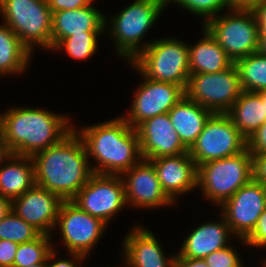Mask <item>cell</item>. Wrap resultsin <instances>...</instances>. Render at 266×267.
Listing matches in <instances>:
<instances>
[{"label":"cell","mask_w":266,"mask_h":267,"mask_svg":"<svg viewBox=\"0 0 266 267\" xmlns=\"http://www.w3.org/2000/svg\"><path fill=\"white\" fill-rule=\"evenodd\" d=\"M213 113L184 96L168 112L174 130L183 145L189 150Z\"/></svg>","instance_id":"cell-22"},{"label":"cell","mask_w":266,"mask_h":267,"mask_svg":"<svg viewBox=\"0 0 266 267\" xmlns=\"http://www.w3.org/2000/svg\"><path fill=\"white\" fill-rule=\"evenodd\" d=\"M106 19L102 12L91 4L74 10L52 13L51 48L73 34L105 31Z\"/></svg>","instance_id":"cell-19"},{"label":"cell","mask_w":266,"mask_h":267,"mask_svg":"<svg viewBox=\"0 0 266 267\" xmlns=\"http://www.w3.org/2000/svg\"><path fill=\"white\" fill-rule=\"evenodd\" d=\"M13 155L12 151L8 147V143L5 140L2 133H0V164L4 160H8Z\"/></svg>","instance_id":"cell-42"},{"label":"cell","mask_w":266,"mask_h":267,"mask_svg":"<svg viewBox=\"0 0 266 267\" xmlns=\"http://www.w3.org/2000/svg\"><path fill=\"white\" fill-rule=\"evenodd\" d=\"M30 54L31 51L10 27L0 26V75L26 70Z\"/></svg>","instance_id":"cell-26"},{"label":"cell","mask_w":266,"mask_h":267,"mask_svg":"<svg viewBox=\"0 0 266 267\" xmlns=\"http://www.w3.org/2000/svg\"><path fill=\"white\" fill-rule=\"evenodd\" d=\"M34 185V164L31 157L13 154L8 159V164L0 167L1 196L13 201Z\"/></svg>","instance_id":"cell-25"},{"label":"cell","mask_w":266,"mask_h":267,"mask_svg":"<svg viewBox=\"0 0 266 267\" xmlns=\"http://www.w3.org/2000/svg\"><path fill=\"white\" fill-rule=\"evenodd\" d=\"M221 206L222 215L232 233L245 239L266 207L265 185L252 178Z\"/></svg>","instance_id":"cell-13"},{"label":"cell","mask_w":266,"mask_h":267,"mask_svg":"<svg viewBox=\"0 0 266 267\" xmlns=\"http://www.w3.org/2000/svg\"><path fill=\"white\" fill-rule=\"evenodd\" d=\"M264 109L266 113V90L264 91Z\"/></svg>","instance_id":"cell-47"},{"label":"cell","mask_w":266,"mask_h":267,"mask_svg":"<svg viewBox=\"0 0 266 267\" xmlns=\"http://www.w3.org/2000/svg\"><path fill=\"white\" fill-rule=\"evenodd\" d=\"M144 45L131 62L136 70L143 77L177 84L185 89L190 76L188 44L164 38Z\"/></svg>","instance_id":"cell-4"},{"label":"cell","mask_w":266,"mask_h":267,"mask_svg":"<svg viewBox=\"0 0 266 267\" xmlns=\"http://www.w3.org/2000/svg\"><path fill=\"white\" fill-rule=\"evenodd\" d=\"M50 238V235L41 234L35 240L19 244L13 267H25L37 263H47L48 255L53 250L52 245H50Z\"/></svg>","instance_id":"cell-28"},{"label":"cell","mask_w":266,"mask_h":267,"mask_svg":"<svg viewBox=\"0 0 266 267\" xmlns=\"http://www.w3.org/2000/svg\"><path fill=\"white\" fill-rule=\"evenodd\" d=\"M226 114L242 135L248 139L266 121L264 91H242Z\"/></svg>","instance_id":"cell-24"},{"label":"cell","mask_w":266,"mask_h":267,"mask_svg":"<svg viewBox=\"0 0 266 267\" xmlns=\"http://www.w3.org/2000/svg\"><path fill=\"white\" fill-rule=\"evenodd\" d=\"M74 130L82 139L87 155L98 161L99 165L91 167L95 174L122 176L142 159L137 131L124 117L88 126L80 132Z\"/></svg>","instance_id":"cell-2"},{"label":"cell","mask_w":266,"mask_h":267,"mask_svg":"<svg viewBox=\"0 0 266 267\" xmlns=\"http://www.w3.org/2000/svg\"><path fill=\"white\" fill-rule=\"evenodd\" d=\"M135 129L139 137L143 159L151 160L161 156H176L188 152L174 130L168 113L146 119Z\"/></svg>","instance_id":"cell-16"},{"label":"cell","mask_w":266,"mask_h":267,"mask_svg":"<svg viewBox=\"0 0 266 267\" xmlns=\"http://www.w3.org/2000/svg\"><path fill=\"white\" fill-rule=\"evenodd\" d=\"M12 210V201L0 195V221Z\"/></svg>","instance_id":"cell-43"},{"label":"cell","mask_w":266,"mask_h":267,"mask_svg":"<svg viewBox=\"0 0 266 267\" xmlns=\"http://www.w3.org/2000/svg\"><path fill=\"white\" fill-rule=\"evenodd\" d=\"M166 5L155 0H136L112 18L111 36L117 53L132 62L141 52L140 41ZM130 58V59H129Z\"/></svg>","instance_id":"cell-8"},{"label":"cell","mask_w":266,"mask_h":267,"mask_svg":"<svg viewBox=\"0 0 266 267\" xmlns=\"http://www.w3.org/2000/svg\"><path fill=\"white\" fill-rule=\"evenodd\" d=\"M197 186L204 196L222 205L253 178V156L248 149L197 167Z\"/></svg>","instance_id":"cell-5"},{"label":"cell","mask_w":266,"mask_h":267,"mask_svg":"<svg viewBox=\"0 0 266 267\" xmlns=\"http://www.w3.org/2000/svg\"><path fill=\"white\" fill-rule=\"evenodd\" d=\"M25 267H47V263H37V264H33V265H29V266H25Z\"/></svg>","instance_id":"cell-45"},{"label":"cell","mask_w":266,"mask_h":267,"mask_svg":"<svg viewBox=\"0 0 266 267\" xmlns=\"http://www.w3.org/2000/svg\"><path fill=\"white\" fill-rule=\"evenodd\" d=\"M18 246L13 241L0 239V267H13Z\"/></svg>","instance_id":"cell-35"},{"label":"cell","mask_w":266,"mask_h":267,"mask_svg":"<svg viewBox=\"0 0 266 267\" xmlns=\"http://www.w3.org/2000/svg\"><path fill=\"white\" fill-rule=\"evenodd\" d=\"M88 157L82 139L73 129L59 143L31 157L35 184L63 200H72L94 174Z\"/></svg>","instance_id":"cell-1"},{"label":"cell","mask_w":266,"mask_h":267,"mask_svg":"<svg viewBox=\"0 0 266 267\" xmlns=\"http://www.w3.org/2000/svg\"><path fill=\"white\" fill-rule=\"evenodd\" d=\"M150 161L162 190L172 201L176 195L197 187V165L189 152L176 156H161Z\"/></svg>","instance_id":"cell-18"},{"label":"cell","mask_w":266,"mask_h":267,"mask_svg":"<svg viewBox=\"0 0 266 267\" xmlns=\"http://www.w3.org/2000/svg\"><path fill=\"white\" fill-rule=\"evenodd\" d=\"M63 201L59 195L35 184L12 201V210L42 234L50 235Z\"/></svg>","instance_id":"cell-15"},{"label":"cell","mask_w":266,"mask_h":267,"mask_svg":"<svg viewBox=\"0 0 266 267\" xmlns=\"http://www.w3.org/2000/svg\"><path fill=\"white\" fill-rule=\"evenodd\" d=\"M102 32H82L62 39L54 48L66 49L67 53L75 59H86L97 50V36Z\"/></svg>","instance_id":"cell-30"},{"label":"cell","mask_w":266,"mask_h":267,"mask_svg":"<svg viewBox=\"0 0 266 267\" xmlns=\"http://www.w3.org/2000/svg\"><path fill=\"white\" fill-rule=\"evenodd\" d=\"M239 72L242 91L262 92L266 90V56L259 51L235 62Z\"/></svg>","instance_id":"cell-27"},{"label":"cell","mask_w":266,"mask_h":267,"mask_svg":"<svg viewBox=\"0 0 266 267\" xmlns=\"http://www.w3.org/2000/svg\"><path fill=\"white\" fill-rule=\"evenodd\" d=\"M57 254V252L54 251V248L53 250L50 252V254L48 255V258H47V267H77L78 264H76L74 261H71V260H58L53 263L52 261V264L50 265L49 264V261L51 262V259H53L55 257V255Z\"/></svg>","instance_id":"cell-41"},{"label":"cell","mask_w":266,"mask_h":267,"mask_svg":"<svg viewBox=\"0 0 266 267\" xmlns=\"http://www.w3.org/2000/svg\"><path fill=\"white\" fill-rule=\"evenodd\" d=\"M56 225L60 226L63 242L74 260L80 261L92 250L104 232L106 224L83 211L72 200H64Z\"/></svg>","instance_id":"cell-11"},{"label":"cell","mask_w":266,"mask_h":267,"mask_svg":"<svg viewBox=\"0 0 266 267\" xmlns=\"http://www.w3.org/2000/svg\"><path fill=\"white\" fill-rule=\"evenodd\" d=\"M230 232L232 233L224 216L219 223L210 222L200 225L187 237L175 257L203 259L212 252L228 246L226 243Z\"/></svg>","instance_id":"cell-21"},{"label":"cell","mask_w":266,"mask_h":267,"mask_svg":"<svg viewBox=\"0 0 266 267\" xmlns=\"http://www.w3.org/2000/svg\"><path fill=\"white\" fill-rule=\"evenodd\" d=\"M264 0H228L230 9H253Z\"/></svg>","instance_id":"cell-40"},{"label":"cell","mask_w":266,"mask_h":267,"mask_svg":"<svg viewBox=\"0 0 266 267\" xmlns=\"http://www.w3.org/2000/svg\"><path fill=\"white\" fill-rule=\"evenodd\" d=\"M252 11L259 26V35H266V0L256 5Z\"/></svg>","instance_id":"cell-38"},{"label":"cell","mask_w":266,"mask_h":267,"mask_svg":"<svg viewBox=\"0 0 266 267\" xmlns=\"http://www.w3.org/2000/svg\"><path fill=\"white\" fill-rule=\"evenodd\" d=\"M253 156V179L266 184V154Z\"/></svg>","instance_id":"cell-37"},{"label":"cell","mask_w":266,"mask_h":267,"mask_svg":"<svg viewBox=\"0 0 266 267\" xmlns=\"http://www.w3.org/2000/svg\"><path fill=\"white\" fill-rule=\"evenodd\" d=\"M67 122L47 110L14 108L3 114L2 134L13 154L32 157L67 136L74 129Z\"/></svg>","instance_id":"cell-3"},{"label":"cell","mask_w":266,"mask_h":267,"mask_svg":"<svg viewBox=\"0 0 266 267\" xmlns=\"http://www.w3.org/2000/svg\"><path fill=\"white\" fill-rule=\"evenodd\" d=\"M247 149V139L226 113H213L202 132L188 150L197 167L226 158Z\"/></svg>","instance_id":"cell-9"},{"label":"cell","mask_w":266,"mask_h":267,"mask_svg":"<svg viewBox=\"0 0 266 267\" xmlns=\"http://www.w3.org/2000/svg\"><path fill=\"white\" fill-rule=\"evenodd\" d=\"M203 259L209 267H243L240 257L230 244L212 252Z\"/></svg>","instance_id":"cell-32"},{"label":"cell","mask_w":266,"mask_h":267,"mask_svg":"<svg viewBox=\"0 0 266 267\" xmlns=\"http://www.w3.org/2000/svg\"><path fill=\"white\" fill-rule=\"evenodd\" d=\"M3 131V116L0 115V133Z\"/></svg>","instance_id":"cell-46"},{"label":"cell","mask_w":266,"mask_h":267,"mask_svg":"<svg viewBox=\"0 0 266 267\" xmlns=\"http://www.w3.org/2000/svg\"><path fill=\"white\" fill-rule=\"evenodd\" d=\"M126 173V174H125ZM123 179L126 203L136 207L155 208L173 203L162 190L154 166L150 160L143 159L124 172Z\"/></svg>","instance_id":"cell-17"},{"label":"cell","mask_w":266,"mask_h":267,"mask_svg":"<svg viewBox=\"0 0 266 267\" xmlns=\"http://www.w3.org/2000/svg\"><path fill=\"white\" fill-rule=\"evenodd\" d=\"M204 37L189 46V70L190 74L218 73L224 71L235 63L218 44L210 32L203 27Z\"/></svg>","instance_id":"cell-23"},{"label":"cell","mask_w":266,"mask_h":267,"mask_svg":"<svg viewBox=\"0 0 266 267\" xmlns=\"http://www.w3.org/2000/svg\"><path fill=\"white\" fill-rule=\"evenodd\" d=\"M52 13L60 10H74L86 7L93 0H46Z\"/></svg>","instance_id":"cell-36"},{"label":"cell","mask_w":266,"mask_h":267,"mask_svg":"<svg viewBox=\"0 0 266 267\" xmlns=\"http://www.w3.org/2000/svg\"><path fill=\"white\" fill-rule=\"evenodd\" d=\"M144 78L136 91L130 115L124 117L132 128L146 119L168 113L185 96V89L180 85Z\"/></svg>","instance_id":"cell-14"},{"label":"cell","mask_w":266,"mask_h":267,"mask_svg":"<svg viewBox=\"0 0 266 267\" xmlns=\"http://www.w3.org/2000/svg\"><path fill=\"white\" fill-rule=\"evenodd\" d=\"M175 267H209L204 259L175 258Z\"/></svg>","instance_id":"cell-39"},{"label":"cell","mask_w":266,"mask_h":267,"mask_svg":"<svg viewBox=\"0 0 266 267\" xmlns=\"http://www.w3.org/2000/svg\"><path fill=\"white\" fill-rule=\"evenodd\" d=\"M125 264L128 267H175V256L167 259L153 233L133 228L124 239Z\"/></svg>","instance_id":"cell-20"},{"label":"cell","mask_w":266,"mask_h":267,"mask_svg":"<svg viewBox=\"0 0 266 267\" xmlns=\"http://www.w3.org/2000/svg\"><path fill=\"white\" fill-rule=\"evenodd\" d=\"M42 233L25 222L13 210L0 221V239L10 240L17 244L30 242Z\"/></svg>","instance_id":"cell-29"},{"label":"cell","mask_w":266,"mask_h":267,"mask_svg":"<svg viewBox=\"0 0 266 267\" xmlns=\"http://www.w3.org/2000/svg\"><path fill=\"white\" fill-rule=\"evenodd\" d=\"M247 149L251 155L266 154V121L247 139Z\"/></svg>","instance_id":"cell-34"},{"label":"cell","mask_w":266,"mask_h":267,"mask_svg":"<svg viewBox=\"0 0 266 267\" xmlns=\"http://www.w3.org/2000/svg\"><path fill=\"white\" fill-rule=\"evenodd\" d=\"M176 2L185 9L189 10L198 16L205 18L208 22L211 18H214L224 7H228L230 10V4L228 0H170Z\"/></svg>","instance_id":"cell-31"},{"label":"cell","mask_w":266,"mask_h":267,"mask_svg":"<svg viewBox=\"0 0 266 267\" xmlns=\"http://www.w3.org/2000/svg\"><path fill=\"white\" fill-rule=\"evenodd\" d=\"M232 14L215 16L204 27L235 63L259 49V26L252 9H231Z\"/></svg>","instance_id":"cell-7"},{"label":"cell","mask_w":266,"mask_h":267,"mask_svg":"<svg viewBox=\"0 0 266 267\" xmlns=\"http://www.w3.org/2000/svg\"><path fill=\"white\" fill-rule=\"evenodd\" d=\"M158 1L160 3H164L165 5H167L168 2H170V0H155Z\"/></svg>","instance_id":"cell-48"},{"label":"cell","mask_w":266,"mask_h":267,"mask_svg":"<svg viewBox=\"0 0 266 267\" xmlns=\"http://www.w3.org/2000/svg\"><path fill=\"white\" fill-rule=\"evenodd\" d=\"M0 11L29 51L34 43L51 49L52 11L46 0H0Z\"/></svg>","instance_id":"cell-6"},{"label":"cell","mask_w":266,"mask_h":267,"mask_svg":"<svg viewBox=\"0 0 266 267\" xmlns=\"http://www.w3.org/2000/svg\"><path fill=\"white\" fill-rule=\"evenodd\" d=\"M242 240L244 241V244H248L249 246H266V207L258 218L255 228Z\"/></svg>","instance_id":"cell-33"},{"label":"cell","mask_w":266,"mask_h":267,"mask_svg":"<svg viewBox=\"0 0 266 267\" xmlns=\"http://www.w3.org/2000/svg\"><path fill=\"white\" fill-rule=\"evenodd\" d=\"M72 201L107 224L127 204L122 176L94 173Z\"/></svg>","instance_id":"cell-12"},{"label":"cell","mask_w":266,"mask_h":267,"mask_svg":"<svg viewBox=\"0 0 266 267\" xmlns=\"http://www.w3.org/2000/svg\"><path fill=\"white\" fill-rule=\"evenodd\" d=\"M258 51L266 56V35H259Z\"/></svg>","instance_id":"cell-44"},{"label":"cell","mask_w":266,"mask_h":267,"mask_svg":"<svg viewBox=\"0 0 266 267\" xmlns=\"http://www.w3.org/2000/svg\"><path fill=\"white\" fill-rule=\"evenodd\" d=\"M242 92L234 64L218 73L190 74L185 96L212 113H227Z\"/></svg>","instance_id":"cell-10"}]
</instances>
